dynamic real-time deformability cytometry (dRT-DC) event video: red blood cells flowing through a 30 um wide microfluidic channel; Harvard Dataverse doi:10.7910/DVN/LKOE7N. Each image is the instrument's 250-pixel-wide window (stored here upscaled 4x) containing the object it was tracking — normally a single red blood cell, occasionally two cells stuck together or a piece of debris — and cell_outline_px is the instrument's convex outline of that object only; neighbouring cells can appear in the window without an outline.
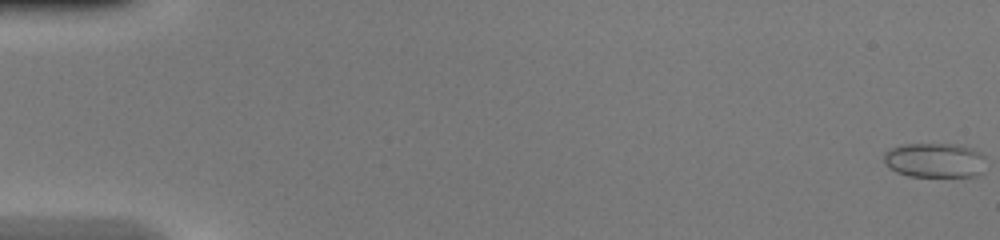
{"species": "common noctule bat (a hibernating species)", "species_latin": "Nyctalus noctula", "temperature_condition": "warm", "stored_images_in_passage": 49, "camera_frame_rate_fps": 3000, "um_per_image_px": 0.085, "animal": {"sex": "female", "body_mass_g": 20.0, "forearm_length_mm": 54.0}, "frame": {"image": 1, "passage_image": 1, "time_ms": 0.0, "image_size_px": [1000, 240], "cell_outline_px": [[984, 172], [976, 176], [908, 176], [896, 172], [888, 168], [884, 164], [884, 152], [892, 148], [904, 144], [960, 144], [972, 148], [980, 152], [984, 156]], "centroid_in_image_um": [79.46, 13.62], "position_along_channel_um": 5.5, "area_um2": 20.87}}
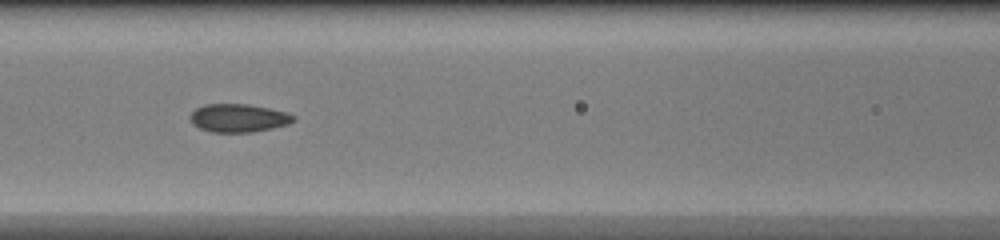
{"frame": {"image": 2, "passage_image": 23, "time_ms": 7.333, "image_size_px": [1000, 240], "cell_outline_px": [[296, 120], [288, 124], [272, 128], [252, 132], [212, 132], [200, 128], [192, 124], [188, 116], [196, 108], [204, 104], [248, 104], [288, 112], [296, 116]], "centroid_in_image_um": [20.27, 10.03], "position_along_channel_um": 146.3, "area_um2": 17.11}}
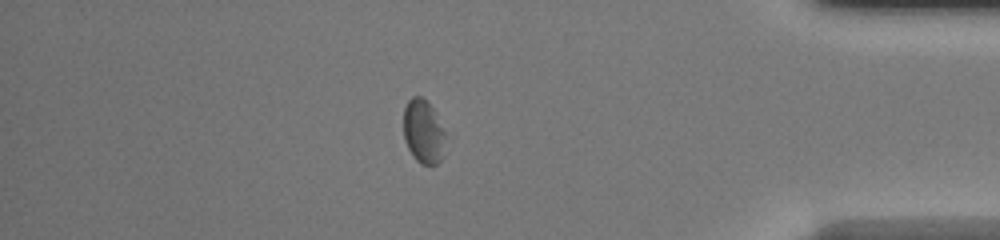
{"frame": {"image": 3, "passage_image": 43, "time_ms": 14.0, "image_size_px": [1000, 240], "cell_outline_px": [[444, 156], [436, 164], [420, 164], [412, 156], [404, 140], [404, 108], [408, 100], [412, 96], [420, 96], [432, 108], [444, 132]], "centroid_in_image_um": [35.96, 11.22], "position_along_channel_um": 399.2, "area_um2": 15.37}, "authors_computed_cell_mechanics": {"area_um2": 17.1666, "velocity_mm_per_s": 4.2839, "shape_relaxation_time_tau1_ms": null, "shape_relaxation_time_tau2_ms": 1.5583, "deformation_change_tau1": null, "deformation_change_tau2": 0.0656}}